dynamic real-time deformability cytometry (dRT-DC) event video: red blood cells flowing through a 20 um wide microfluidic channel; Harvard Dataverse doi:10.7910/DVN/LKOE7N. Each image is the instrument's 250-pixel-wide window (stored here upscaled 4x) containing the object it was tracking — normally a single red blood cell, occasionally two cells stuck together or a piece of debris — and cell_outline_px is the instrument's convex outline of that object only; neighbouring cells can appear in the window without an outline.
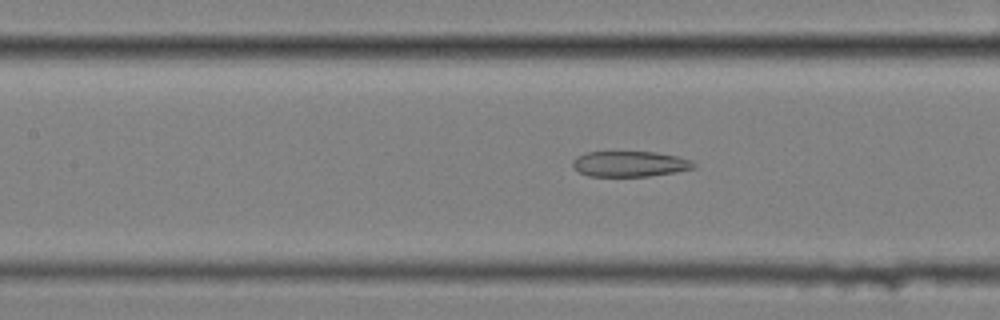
{"species": "common noctule bat (a hibernating species)", "species_latin": "Nyctalus noctula", "temperature_condition": "cold", "stored_images_in_passage": 57, "segment_of_instrument_passage": [2, 2], "camera_frame_rate_fps": 3000, "um_per_image_px": 0.085, "animal": {"sex": "female", "body_mass_g": 25.1}, "frame": {"image": 1, "passage_image": 25, "time_ms": 8.0, "image_size_px": [1000, 320], "cell_outline_px": [[696, 168], [676, 172], [648, 176], [588, 176], [580, 172], [572, 164], [572, 160], [576, 156], [588, 152], [656, 152], [676, 156], [692, 160], [696, 164]], "centroid_in_image_um": [53.56, 13.93], "position_along_channel_um": 153.8, "area_um2": 18.03}}
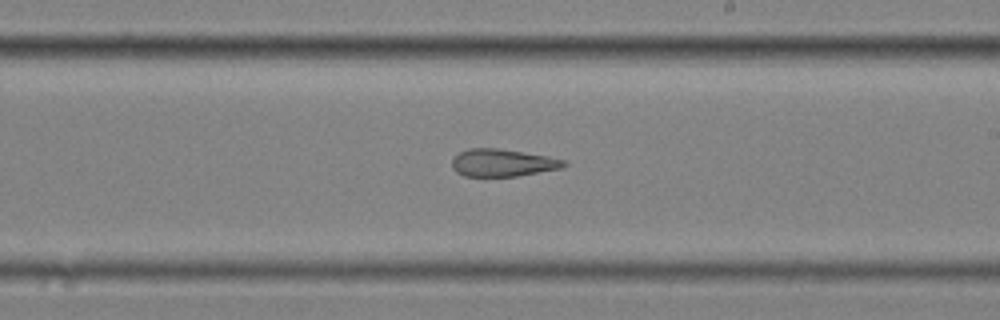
{"frame": {"image": 2, "passage_image": 33, "time_ms": 10.667, "image_size_px": [1000, 320], "cell_outline_px": [[568, 164], [560, 168], [516, 176], [464, 176], [456, 172], [452, 168], [452, 160], [460, 152], [468, 148], [496, 148], [548, 156], [564, 160]], "centroid_in_image_um": [42.69, 13.83], "position_along_channel_um": 246.3, "area_um2": 17.69}}
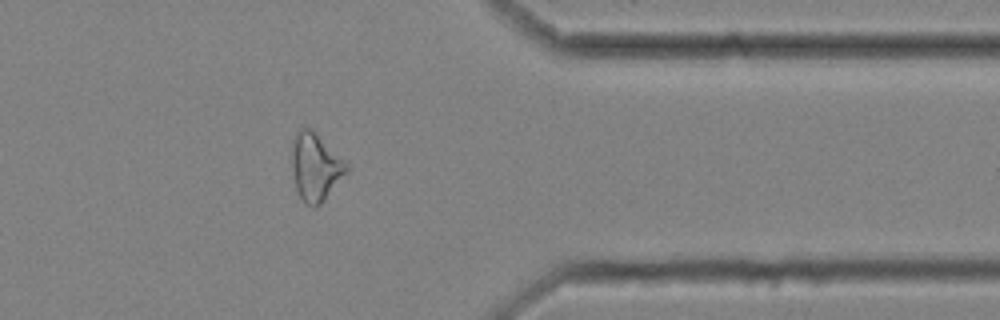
{"frame": {"image": 3, "passage_image": 46, "time_ms": 15.0, "image_size_px": [1000, 320], "cell_outline_px": [[348, 172], [324, 200], [316, 208], [312, 208], [300, 196], [296, 188], [292, 172], [292, 140], [296, 132], [300, 128], [312, 128], [348, 164]], "centroid_in_image_um": [26.81, 14.18], "position_along_channel_um": 384.6, "area_um2": 21.56}}